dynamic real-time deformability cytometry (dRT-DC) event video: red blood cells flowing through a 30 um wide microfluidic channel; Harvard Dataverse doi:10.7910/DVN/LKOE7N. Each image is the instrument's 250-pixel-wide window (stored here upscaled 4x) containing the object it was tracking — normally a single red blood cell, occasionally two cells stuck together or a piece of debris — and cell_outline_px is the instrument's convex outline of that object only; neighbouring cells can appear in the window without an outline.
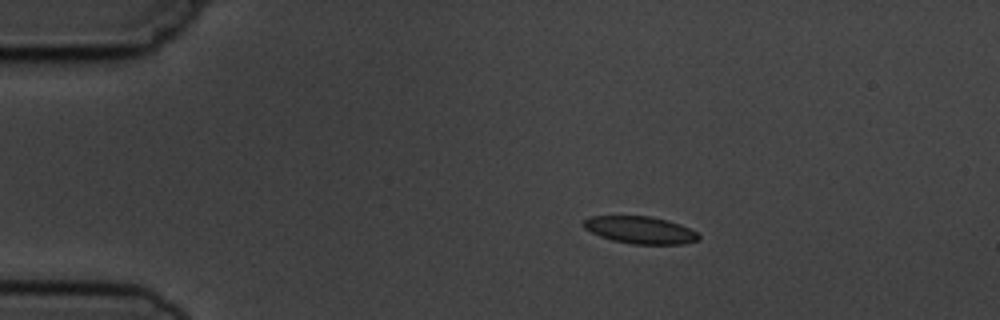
{"species": "common noctule bat (a hibernating species)", "species_latin": "Nyctalus noctula", "temperature_condition": "cold", "stored_images_in_passage": 5, "camera_frame_rate_fps": 3000, "um_per_image_px": 0.085, "animal": {"sex": "male", "body_mass_g": 19.5, "forearm_length_mm": 54.6}, "frame": {"image": 1, "passage_image": 2, "time_ms": 1.333, "image_size_px": [1000, 320], "cell_outline_px": [[700, 240], [684, 244], [632, 244], [612, 240], [600, 236], [584, 228], [580, 224], [588, 216], [652, 216], [668, 220], [680, 224], [696, 232], [700, 236]], "centroid_in_image_um": [54.41, 19.55], "position_along_channel_um": 30.6, "area_um2": 18.44}}